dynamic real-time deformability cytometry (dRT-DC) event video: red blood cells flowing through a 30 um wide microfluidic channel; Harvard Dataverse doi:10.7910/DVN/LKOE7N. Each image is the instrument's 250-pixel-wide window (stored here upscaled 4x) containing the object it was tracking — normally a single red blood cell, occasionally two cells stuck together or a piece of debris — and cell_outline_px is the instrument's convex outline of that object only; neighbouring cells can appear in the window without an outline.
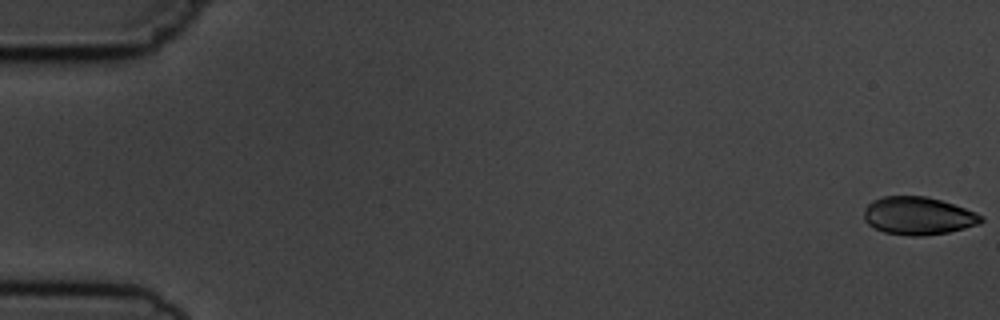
{"species": "common noctule bat (a hibernating species)", "species_latin": "Nyctalus noctula", "temperature_condition": "cold", "stored_images_in_passage": 5, "camera_frame_rate_fps": 3000, "um_per_image_px": 0.085, "animal": {"sex": "male", "body_mass_g": 19.5, "forearm_length_mm": 54.6}, "frame": {"image": 1, "passage_image": 1, "time_ms": 0.0, "image_size_px": [1000, 320], "cell_outline_px": [[984, 220], [980, 224], [948, 232], [924, 236], [908, 236], [884, 232], [868, 224], [864, 220], [864, 208], [872, 200], [880, 196], [924, 196], [940, 200], [976, 212], [984, 216]], "centroid_in_image_um": [78.03, 18.35], "position_along_channel_um": 7.0, "area_um2": 25.95}}
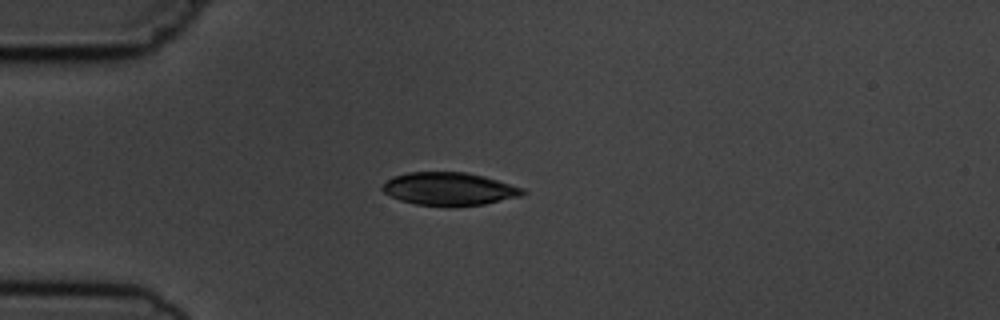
{"frame": {"image": 2, "passage_image": 5, "time_ms": 4.667, "image_size_px": [1000, 320], "cell_outline_px": [[528, 192], [520, 196], [484, 204], [416, 204], [400, 200], [384, 192], [380, 188], [388, 180], [396, 176], [408, 172], [464, 172], [484, 176], [524, 188]], "centroid_in_image_um": [38.21, 16.02], "position_along_channel_um": 46.8, "area_um2": 26.13}}